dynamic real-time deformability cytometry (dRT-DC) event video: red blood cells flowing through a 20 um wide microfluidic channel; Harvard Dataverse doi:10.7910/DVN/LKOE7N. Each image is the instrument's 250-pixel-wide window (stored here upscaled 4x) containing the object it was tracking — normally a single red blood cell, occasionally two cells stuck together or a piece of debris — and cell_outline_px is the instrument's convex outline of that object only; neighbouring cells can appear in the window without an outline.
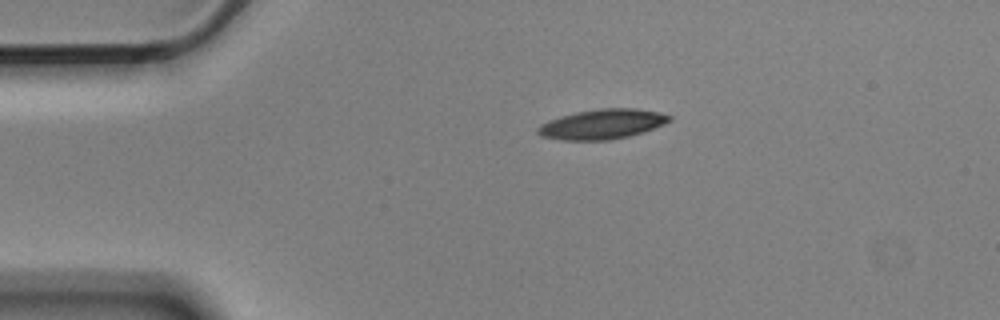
{"species": "Egyptian fruit bat (a non-hibernating species)", "species_latin": "Rousettus aegyptiacus", "temperature_condition": "cold", "stored_images_in_passage": 3, "camera_frame_rate_fps": 3000, "um_per_image_px": 0.085, "animal": {"sex": "male"}, "frame": {"image": 1, "passage_image": 1, "time_ms": 0.0, "image_size_px": [1000, 320], "cell_outline_px": [[672, 120], [664, 124], [644, 132], [628, 136], [608, 140], [560, 140], [540, 136], [536, 132], [536, 128], [540, 124], [548, 120], [576, 112], [600, 108], [636, 108], [656, 112], [672, 116]], "centroid_in_image_um": [51.16, 10.56], "position_along_channel_um": 33.8, "area_um2": 22.95}}
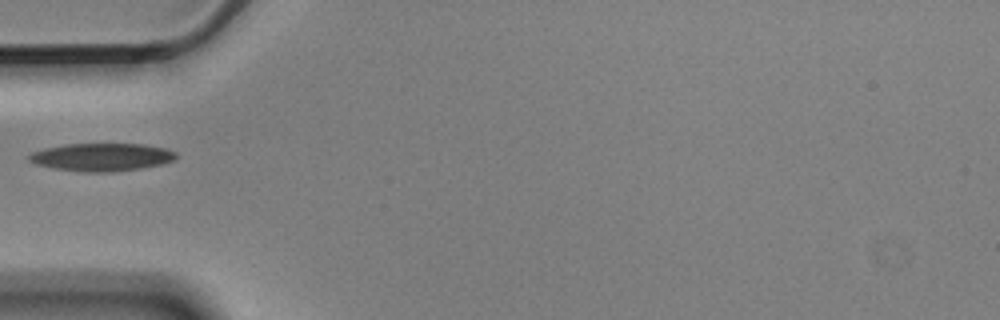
{"frame": {"image": 2, "passage_image": 3, "time_ms": 0.667, "image_size_px": [1000, 320], "cell_outline_px": [[176, 160], [160, 164], [140, 168], [112, 172], [84, 172], [52, 168], [36, 164], [28, 160], [24, 156], [32, 152], [44, 148], [64, 144], [144, 144], [164, 148], [176, 152]], "centroid_in_image_um": [8.59, 13.35], "position_along_channel_um": 76.4, "area_um2": 23.99}}